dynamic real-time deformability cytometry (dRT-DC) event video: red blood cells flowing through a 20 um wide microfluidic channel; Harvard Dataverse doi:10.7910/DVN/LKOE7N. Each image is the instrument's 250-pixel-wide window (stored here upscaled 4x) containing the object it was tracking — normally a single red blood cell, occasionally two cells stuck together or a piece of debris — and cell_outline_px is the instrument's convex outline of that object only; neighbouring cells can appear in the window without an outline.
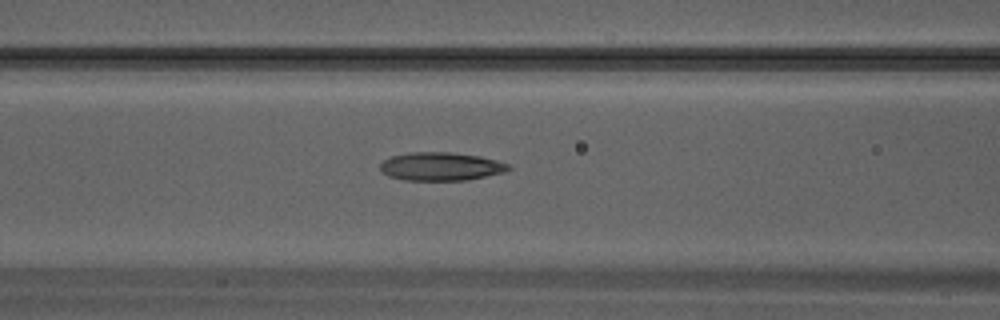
{"species": "Egyptian fruit bat (a non-hibernating species)", "species_latin": "Rousettus aegyptiacus", "temperature_condition": "warm", "stored_images_in_passage": 21, "camera_frame_rate_fps": 3000, "um_per_image_px": 0.085, "animal": {"sex": "male"}, "frame": {"image": 1, "passage_image": 4, "time_ms": 1.0, "image_size_px": [1000, 320], "cell_outline_px": [[512, 168], [504, 172], [464, 180], [404, 180], [388, 176], [380, 172], [380, 164], [384, 160], [392, 156], [412, 152], [452, 152], [480, 156], [496, 160], [508, 164]], "centroid_in_image_um": [37.44, 14.14], "position_along_channel_um": 129.2, "area_um2": 21.1}}
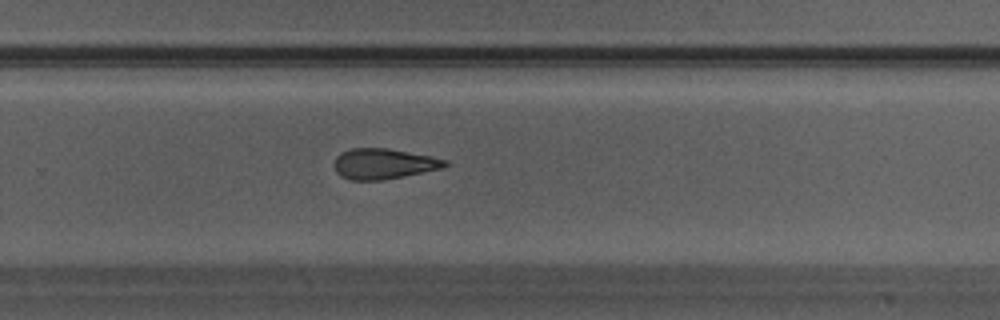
{"frame": {"image": 2, "passage_image": 12, "time_ms": 3.667, "image_size_px": [1000, 320], "cell_outline_px": [[452, 164], [444, 168], [404, 176], [380, 180], [352, 180], [340, 176], [336, 172], [336, 156], [340, 152], [352, 148], [388, 148], [432, 156], [448, 160]], "centroid_in_image_um": [32.67, 13.91], "position_along_channel_um": 297.1, "area_um2": 19.83}}
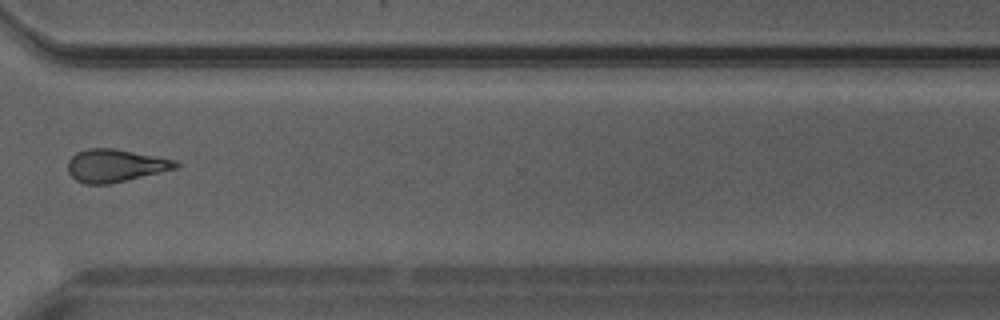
{"frame": {"image": 3, "passage_image": 15, "time_ms": 4.667, "image_size_px": [1000, 320], "cell_outline_px": [[184, 164], [180, 168], [108, 184], [84, 184], [76, 180], [68, 172], [68, 160], [76, 152], [88, 148], [112, 148], [156, 156], [176, 160]], "centroid_in_image_um": [9.84, 14.07], "position_along_channel_um": 360.8, "area_um2": 20.75}}